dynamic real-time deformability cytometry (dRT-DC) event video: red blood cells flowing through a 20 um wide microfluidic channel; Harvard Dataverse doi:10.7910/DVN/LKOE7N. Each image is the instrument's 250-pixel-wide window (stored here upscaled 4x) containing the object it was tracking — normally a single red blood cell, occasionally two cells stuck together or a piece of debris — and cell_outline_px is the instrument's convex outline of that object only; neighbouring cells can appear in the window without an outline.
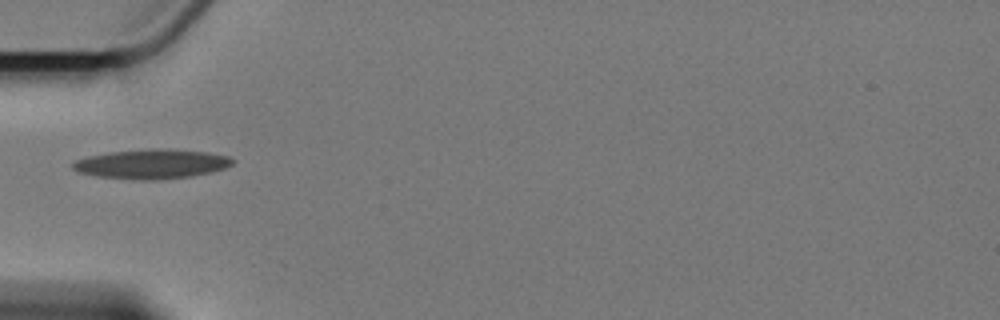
{"species": "Egyptian fruit bat (a non-hibernating species)", "species_latin": "Rousettus aegyptiacus", "temperature_condition": "cold", "stored_images_in_passage": 10, "camera_frame_rate_fps": 3000, "um_per_image_px": 0.085, "animal": {"sex": "female"}, "frame": {"image": 1, "passage_image": 1, "time_ms": 0.0, "image_size_px": [1000, 320], "cell_outline_px": [[236, 160], [232, 164], [224, 168], [192, 176], [156, 180], [132, 180], [96, 176], [80, 172], [72, 168], [72, 164], [76, 160], [88, 156], [112, 152], [156, 148], [168, 148], [208, 152], [228, 156]], "centroid_in_image_um": [12.91, 13.94], "position_along_channel_um": 72.1, "area_um2": 27.46}}
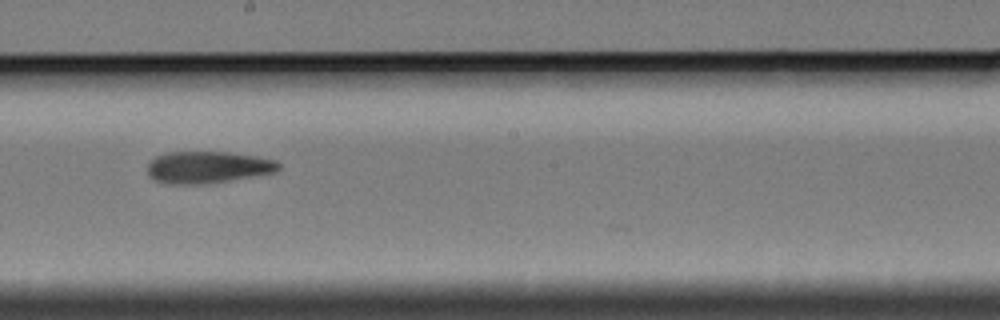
{"frame": {"image": 2, "passage_image": 5, "time_ms": 4.667, "image_size_px": [1000, 320], "cell_outline_px": [[280, 168], [272, 172], [208, 184], [168, 184], [152, 180], [148, 172], [148, 164], [156, 156], [168, 152], [228, 152], [256, 156], [276, 160], [280, 164]], "centroid_in_image_um": [17.62, 14.22], "position_along_channel_um": 230.6, "area_um2": 24.28}}
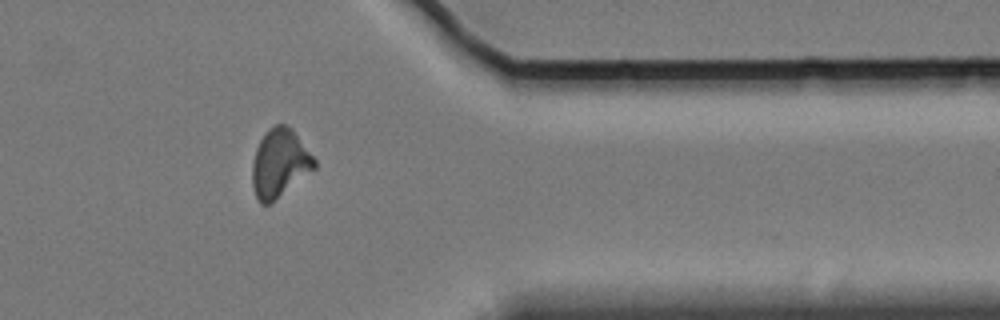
{"frame": {"image": 3, "passage_image": 9, "time_ms": 9.667, "image_size_px": [1000, 320], "cell_outline_px": [[316, 168], [268, 204], [260, 204], [256, 196], [252, 184], [252, 164], [256, 148], [264, 132], [268, 128], [276, 124], [288, 124], [292, 128], [316, 160]], "centroid_in_image_um": [23.76, 13.83], "position_along_channel_um": 387.6, "area_um2": 24.57}, "authors_computed_cell_mechanics": {"area_um2": 24.565, "velocity_mm_per_s": 3.3827, "shape_relaxation_time_tau1_ms": 10.7458, "shape_relaxation_time_tau2_ms": 8.0715, "deformation_change_tau1": 0.2127, "deformation_change_tau2": 0.1677}}